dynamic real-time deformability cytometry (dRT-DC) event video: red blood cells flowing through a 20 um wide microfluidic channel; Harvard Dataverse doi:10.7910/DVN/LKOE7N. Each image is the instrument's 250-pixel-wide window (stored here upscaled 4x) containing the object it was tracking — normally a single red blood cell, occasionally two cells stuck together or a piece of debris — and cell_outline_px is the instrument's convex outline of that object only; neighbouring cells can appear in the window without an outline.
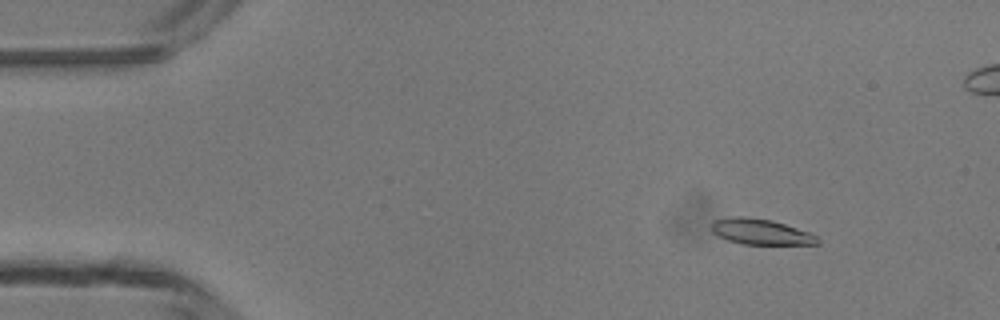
{"species": "common noctule bat (a hibernating species)", "species_latin": "Nyctalus noctula", "temperature_condition": "room temperature", "stored_images_in_passage": 49, "segment_of_instrument_passage": [1, 2], "camera_frame_rate_fps": 3000, "um_per_image_px": 0.085, "animal": {"sex": "male", "body_mass_g": 13.3}, "frame": {"image": 1, "passage_image": 6, "time_ms": 1.667, "image_size_px": [1000, 320], "cell_outline_px": [[820, 244], [740, 244], [728, 240], [712, 232], [712, 220], [732, 216], [744, 216], [772, 220], [808, 232], [816, 236], [820, 240]], "centroid_in_image_um": [64.63, 19.69], "position_along_channel_um": 20.4, "area_um2": 15.78}}
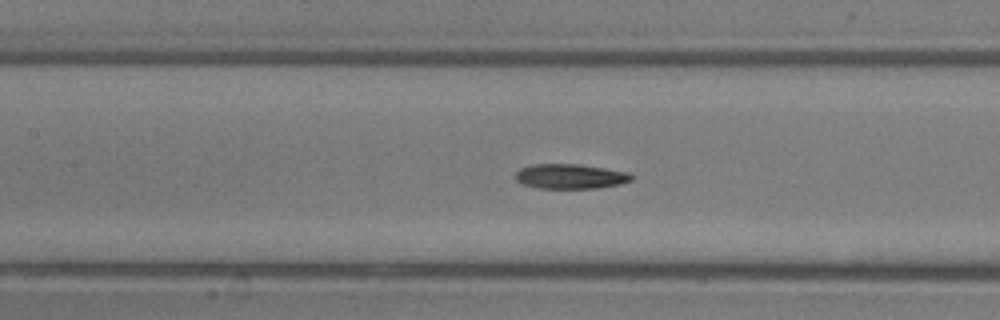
{"frame": {"image": 2, "passage_image": 22, "time_ms": 7.0, "image_size_px": [1000, 320], "cell_outline_px": [[632, 180], [620, 184], [596, 188], [540, 188], [524, 184], [516, 180], [516, 172], [520, 168], [532, 164], [576, 164], [604, 168], [628, 172], [632, 176]], "centroid_in_image_um": [48.47, 14.99], "position_along_channel_um": 158.9, "area_um2": 16.59}}
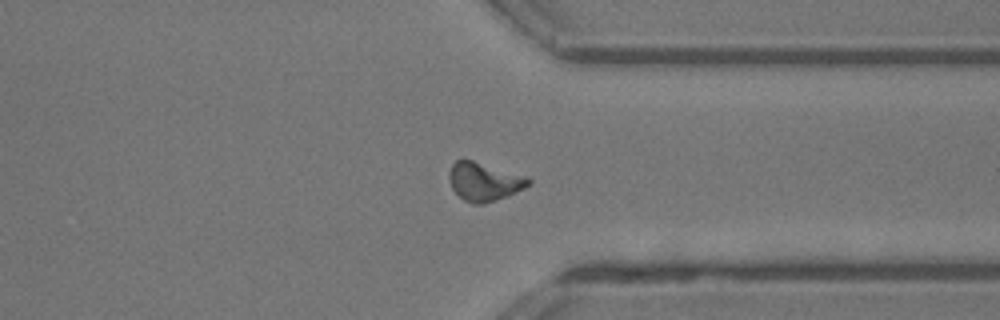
{"frame": {"image": 3, "passage_image": 37, "time_ms": 12.0, "image_size_px": [1000, 320], "cell_outline_px": [[532, 184], [508, 196], [496, 200], [480, 204], [472, 204], [464, 200], [452, 188], [448, 176], [448, 172], [452, 164], [456, 160], [472, 160], [528, 176], [532, 180]], "centroid_in_image_um": [41.18, 15.43], "position_along_channel_um": 370.2, "area_um2": 17.86}}